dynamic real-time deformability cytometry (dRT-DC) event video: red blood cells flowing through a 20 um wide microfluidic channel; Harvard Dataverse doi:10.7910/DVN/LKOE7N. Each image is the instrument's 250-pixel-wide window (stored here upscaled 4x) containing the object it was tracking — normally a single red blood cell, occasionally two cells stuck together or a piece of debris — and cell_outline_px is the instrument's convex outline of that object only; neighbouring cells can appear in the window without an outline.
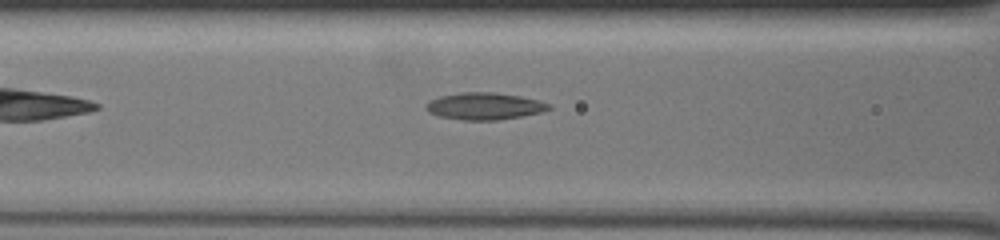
{"species": "common noctule bat (a hibernating species)", "species_latin": "Nyctalus noctula", "temperature_condition": "warm", "stored_images_in_passage": 44, "camera_frame_rate_fps": 3000, "um_per_image_px": 0.085, "animal": {"sex": "female", "body_mass_g": 19.5, "forearm_length_mm": 54.1}, "frame": {"image": 1, "passage_image": 9, "time_ms": 2.667, "image_size_px": [1000, 240], "cell_outline_px": [[552, 108], [540, 112], [524, 116], [496, 120], [464, 120], [440, 116], [428, 112], [424, 108], [424, 104], [428, 100], [440, 96], [460, 92], [496, 92], [520, 96], [540, 100], [552, 104]], "centroid_in_image_um": [41.18, 9.01], "position_along_channel_um": 125.4, "area_um2": 19.59}}
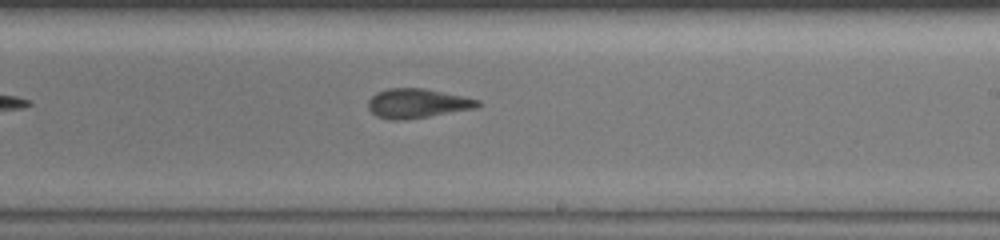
{"frame": {"image": 2, "passage_image": 21, "time_ms": 6.667, "image_size_px": [1000, 240], "cell_outline_px": [[480, 104], [476, 108], [404, 120], [392, 120], [376, 116], [368, 108], [368, 100], [376, 92], [388, 88], [424, 88], [464, 96], [480, 100]], "centroid_in_image_um": [35.45, 8.78], "position_along_channel_um": 253.6, "area_um2": 18.73}}
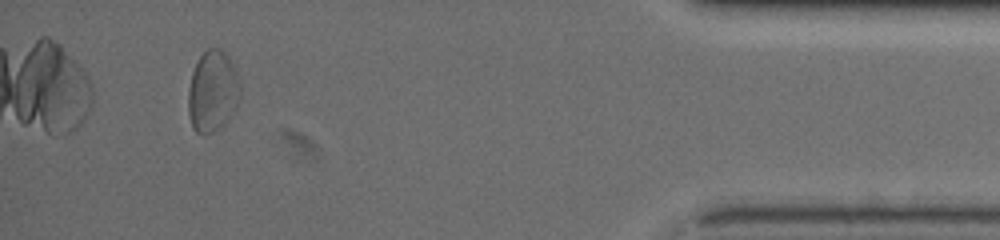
{"frame": {"image": 3, "passage_image": 41, "time_ms": 13.333, "image_size_px": [1000, 240], "cell_outline_px": [[240, 84], [236, 104], [232, 112], [224, 124], [212, 132], [204, 136], [200, 136], [192, 128], [188, 112], [188, 88], [192, 72], [200, 56], [208, 48], [220, 48], [228, 56], [236, 68]], "centroid_in_image_um": [18.04, 7.77], "position_along_channel_um": 417.2, "area_um2": 24.57}, "authors_computed_cell_mechanics": {"area_um2": 19.4497, "velocity_mm_per_s": 3.2083, "shape_relaxation_time_tau1_ms": 10.2729, "shape_relaxation_time_tau2_ms": 2.6479, "deformation_change_tau1": 0.1835, "deformation_change_tau2": 0.1156}}